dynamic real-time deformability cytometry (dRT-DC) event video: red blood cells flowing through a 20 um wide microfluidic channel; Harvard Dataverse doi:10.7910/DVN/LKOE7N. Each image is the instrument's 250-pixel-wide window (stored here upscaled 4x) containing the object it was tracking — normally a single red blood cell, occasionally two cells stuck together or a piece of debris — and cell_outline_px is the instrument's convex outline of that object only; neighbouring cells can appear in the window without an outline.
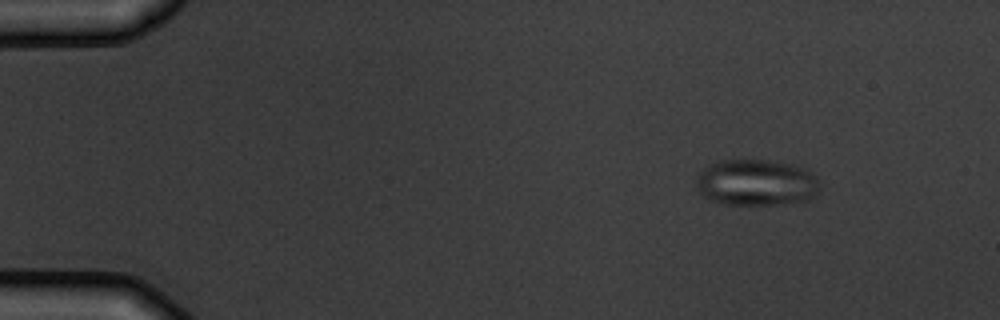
{"species": "common noctule bat (a hibernating species)", "species_latin": "Nyctalus noctula", "temperature_condition": "warm", "stored_images_in_passage": 5, "camera_frame_rate_fps": 3000, "um_per_image_px": 0.085, "animal": {"sex": "male", "body_mass_g": 19.5, "forearm_length_mm": 54.6}, "frame": {"image": 1, "passage_image": 2, "time_ms": 1.333, "image_size_px": [1000, 320], "cell_outline_px": [[820, 192], [816, 196], [808, 200], [780, 204], [724, 204], [712, 200], [704, 196], [696, 188], [696, 176], [708, 164], [716, 160], [764, 160], [796, 164], [808, 168], [816, 180], [820, 188]], "centroid_in_image_um": [64.29, 15.5], "position_along_channel_um": 20.7, "area_um2": 33.7}}